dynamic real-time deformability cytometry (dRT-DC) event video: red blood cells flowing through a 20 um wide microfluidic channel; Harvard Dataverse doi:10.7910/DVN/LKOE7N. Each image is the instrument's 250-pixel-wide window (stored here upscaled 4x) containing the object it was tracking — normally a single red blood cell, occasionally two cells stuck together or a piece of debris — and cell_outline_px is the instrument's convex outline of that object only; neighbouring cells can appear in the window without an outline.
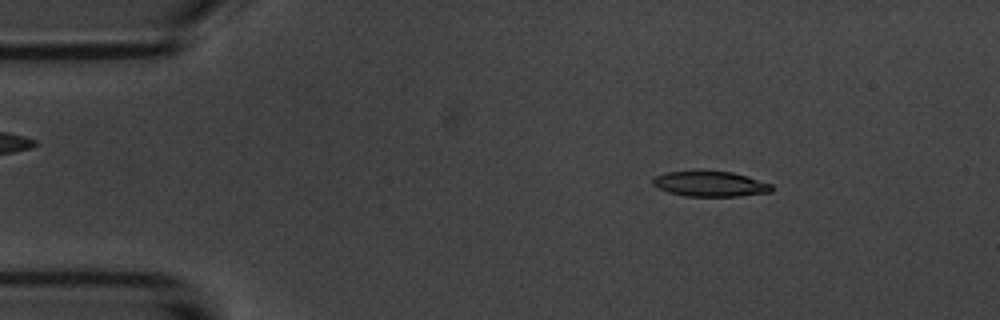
{"species": "common noctule bat (a hibernating species)", "species_latin": "Nyctalus noctula", "temperature_condition": "room temperature", "stored_images_in_passage": 4, "segment_of_instrument_passage": [1, 2], "camera_frame_rate_fps": 3000, "um_per_image_px": 0.085, "animal": {"sex": "male", "body_mass_g": 20.1, "forearm_length_mm": 53.5}, "frame": {"image": 1, "passage_image": 1, "time_ms": 0.0, "image_size_px": [1000, 320], "cell_outline_px": [[772, 192], [740, 196], [684, 196], [668, 192], [652, 184], [652, 180], [656, 176], [668, 172], [692, 168], [700, 168], [732, 172], [748, 176], [772, 184]], "centroid_in_image_um": [60.35, 15.58], "position_along_channel_um": 24.6, "area_um2": 18.26}}